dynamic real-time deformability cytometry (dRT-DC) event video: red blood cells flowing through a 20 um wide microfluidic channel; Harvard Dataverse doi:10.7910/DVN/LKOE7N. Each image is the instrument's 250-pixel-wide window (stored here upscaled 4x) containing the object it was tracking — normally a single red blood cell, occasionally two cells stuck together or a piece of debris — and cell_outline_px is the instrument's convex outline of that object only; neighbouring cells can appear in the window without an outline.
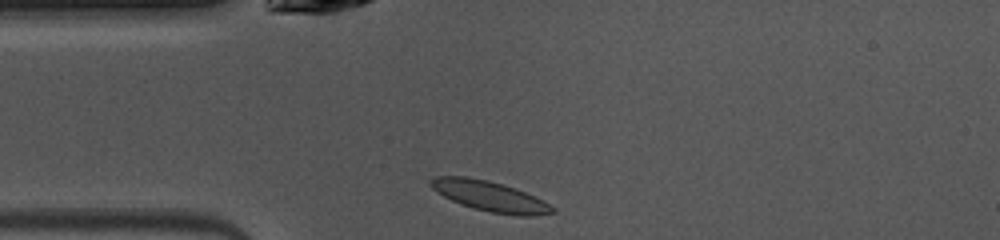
{"species": "common noctule bat (a hibernating species)", "species_latin": "Nyctalus noctula", "temperature_condition": "warm", "stored_images_in_passage": 38, "camera_frame_rate_fps": 3000, "um_per_image_px": 0.085, "animal": {"sex": "female", "body_mass_g": 10.0, "forearm_length_mm": 53.1}, "frame": {"image": 1, "passage_image": 1, "time_ms": 0.0, "image_size_px": [1000, 240], "cell_outline_px": [[556, 212], [532, 216], [520, 216], [492, 212], [472, 208], [460, 204], [436, 192], [428, 184], [428, 180], [436, 176], [468, 176], [488, 180], [516, 188], [556, 208]], "centroid_in_image_um": [41.58, 16.66], "position_along_channel_um": 43.4, "area_um2": 21.39}}
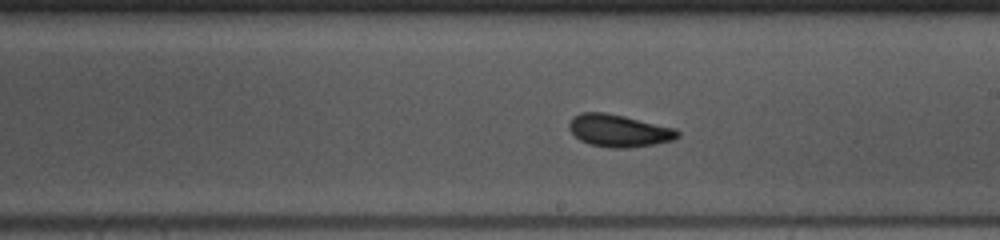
{"frame": {"image": 2, "passage_image": 16, "time_ms": 5.0, "image_size_px": [1000, 240], "cell_outline_px": [[680, 136], [672, 140], [656, 144], [628, 148], [608, 148], [588, 144], [580, 140], [568, 128], [568, 124], [572, 116], [580, 112], [604, 112], [624, 116], [676, 128], [680, 132]], "centroid_in_image_um": [52.59, 11.11], "position_along_channel_um": 236.4, "area_um2": 20.69}}
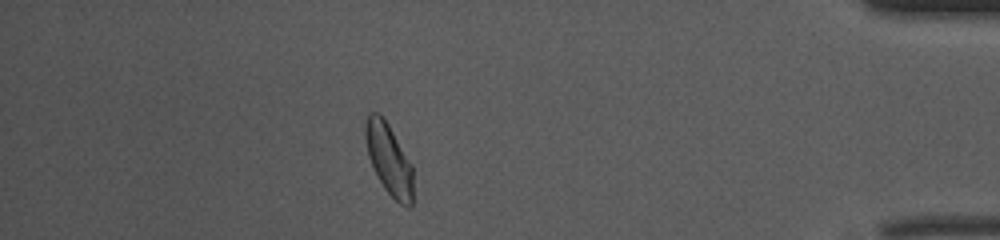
{"frame": {"image": 3, "passage_image": 32, "time_ms": 10.333, "image_size_px": [1000, 240], "cell_outline_px": [[412, 208], [408, 208], [400, 204], [384, 188], [368, 156], [364, 140], [364, 124], [368, 112], [376, 112], [388, 124], [412, 164]], "centroid_in_image_um": [33.04, 13.53], "position_along_channel_um": 402.2, "area_um2": 19.65}, "authors_computed_cell_mechanics": {"area_um2": 19.7965, "velocity_mm_per_s": 4.0481, "shape_relaxation_time_tau1_ms": 3.5202, "shape_relaxation_time_tau2_ms": 1.7642, "deformation_change_tau1": 0.1349, "deformation_change_tau2": 0.0749}}